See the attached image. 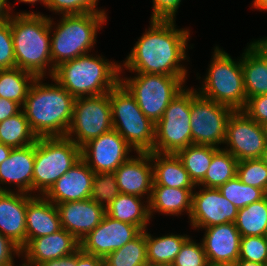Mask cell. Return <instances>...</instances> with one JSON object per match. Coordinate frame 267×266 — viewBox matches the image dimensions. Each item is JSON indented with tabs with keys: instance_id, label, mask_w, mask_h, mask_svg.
<instances>
[{
	"instance_id": "obj_1",
	"label": "cell",
	"mask_w": 267,
	"mask_h": 266,
	"mask_svg": "<svg viewBox=\"0 0 267 266\" xmlns=\"http://www.w3.org/2000/svg\"><path fill=\"white\" fill-rule=\"evenodd\" d=\"M175 20H151L150 27L139 37L131 52L121 64L129 72L187 76L186 60L189 29L176 28Z\"/></svg>"
},
{
	"instance_id": "obj_2",
	"label": "cell",
	"mask_w": 267,
	"mask_h": 266,
	"mask_svg": "<svg viewBox=\"0 0 267 266\" xmlns=\"http://www.w3.org/2000/svg\"><path fill=\"white\" fill-rule=\"evenodd\" d=\"M50 79L54 84L43 83V77H37L22 106L38 138L66 136L73 118L75 98L55 79Z\"/></svg>"
},
{
	"instance_id": "obj_3",
	"label": "cell",
	"mask_w": 267,
	"mask_h": 266,
	"mask_svg": "<svg viewBox=\"0 0 267 266\" xmlns=\"http://www.w3.org/2000/svg\"><path fill=\"white\" fill-rule=\"evenodd\" d=\"M10 26L16 67L36 77H52L55 68L51 58L50 16L33 11L17 12L10 17Z\"/></svg>"
},
{
	"instance_id": "obj_4",
	"label": "cell",
	"mask_w": 267,
	"mask_h": 266,
	"mask_svg": "<svg viewBox=\"0 0 267 266\" xmlns=\"http://www.w3.org/2000/svg\"><path fill=\"white\" fill-rule=\"evenodd\" d=\"M98 56V57H97ZM121 63L85 54L55 67V79L74 98L107 94L120 82Z\"/></svg>"
},
{
	"instance_id": "obj_5",
	"label": "cell",
	"mask_w": 267,
	"mask_h": 266,
	"mask_svg": "<svg viewBox=\"0 0 267 266\" xmlns=\"http://www.w3.org/2000/svg\"><path fill=\"white\" fill-rule=\"evenodd\" d=\"M56 24L50 18L53 67L91 52L98 30L107 21L106 13L62 15ZM56 25V26H53ZM53 28V29H52Z\"/></svg>"
},
{
	"instance_id": "obj_6",
	"label": "cell",
	"mask_w": 267,
	"mask_h": 266,
	"mask_svg": "<svg viewBox=\"0 0 267 266\" xmlns=\"http://www.w3.org/2000/svg\"><path fill=\"white\" fill-rule=\"evenodd\" d=\"M202 87L197 92L203 98L220 103L233 111H242L247 101L241 57L235 61L219 46L213 57ZM199 90V91H198Z\"/></svg>"
},
{
	"instance_id": "obj_7",
	"label": "cell",
	"mask_w": 267,
	"mask_h": 266,
	"mask_svg": "<svg viewBox=\"0 0 267 266\" xmlns=\"http://www.w3.org/2000/svg\"><path fill=\"white\" fill-rule=\"evenodd\" d=\"M109 98L113 129L134 152H153L155 124L145 116L130 92L119 82L109 91Z\"/></svg>"
},
{
	"instance_id": "obj_8",
	"label": "cell",
	"mask_w": 267,
	"mask_h": 266,
	"mask_svg": "<svg viewBox=\"0 0 267 266\" xmlns=\"http://www.w3.org/2000/svg\"><path fill=\"white\" fill-rule=\"evenodd\" d=\"M81 159V148L64 137H40L35 142L33 195L44 196ZM36 191V192H35Z\"/></svg>"
},
{
	"instance_id": "obj_9",
	"label": "cell",
	"mask_w": 267,
	"mask_h": 266,
	"mask_svg": "<svg viewBox=\"0 0 267 266\" xmlns=\"http://www.w3.org/2000/svg\"><path fill=\"white\" fill-rule=\"evenodd\" d=\"M187 76L136 73L120 75V83L130 92L138 106L154 124L163 116L169 103L184 89Z\"/></svg>"
},
{
	"instance_id": "obj_10",
	"label": "cell",
	"mask_w": 267,
	"mask_h": 266,
	"mask_svg": "<svg viewBox=\"0 0 267 266\" xmlns=\"http://www.w3.org/2000/svg\"><path fill=\"white\" fill-rule=\"evenodd\" d=\"M190 107L191 87H184L155 124L154 152L176 154L191 145Z\"/></svg>"
},
{
	"instance_id": "obj_11",
	"label": "cell",
	"mask_w": 267,
	"mask_h": 266,
	"mask_svg": "<svg viewBox=\"0 0 267 266\" xmlns=\"http://www.w3.org/2000/svg\"><path fill=\"white\" fill-rule=\"evenodd\" d=\"M112 129L109 92L98 96L75 98L73 118L66 134L67 138L81 148L90 140Z\"/></svg>"
},
{
	"instance_id": "obj_12",
	"label": "cell",
	"mask_w": 267,
	"mask_h": 266,
	"mask_svg": "<svg viewBox=\"0 0 267 266\" xmlns=\"http://www.w3.org/2000/svg\"><path fill=\"white\" fill-rule=\"evenodd\" d=\"M232 112L227 106L203 98L191 87V144L220 148L225 142L226 125Z\"/></svg>"
},
{
	"instance_id": "obj_13",
	"label": "cell",
	"mask_w": 267,
	"mask_h": 266,
	"mask_svg": "<svg viewBox=\"0 0 267 266\" xmlns=\"http://www.w3.org/2000/svg\"><path fill=\"white\" fill-rule=\"evenodd\" d=\"M267 142L264 125L258 124L243 111H233L226 125L224 144L238 161L260 159Z\"/></svg>"
},
{
	"instance_id": "obj_14",
	"label": "cell",
	"mask_w": 267,
	"mask_h": 266,
	"mask_svg": "<svg viewBox=\"0 0 267 266\" xmlns=\"http://www.w3.org/2000/svg\"><path fill=\"white\" fill-rule=\"evenodd\" d=\"M134 149L114 129L81 147V159L95 172H115Z\"/></svg>"
},
{
	"instance_id": "obj_15",
	"label": "cell",
	"mask_w": 267,
	"mask_h": 266,
	"mask_svg": "<svg viewBox=\"0 0 267 266\" xmlns=\"http://www.w3.org/2000/svg\"><path fill=\"white\" fill-rule=\"evenodd\" d=\"M198 187L199 191H193L189 216L190 224L195 230L235 222L238 209L218 188Z\"/></svg>"
},
{
	"instance_id": "obj_16",
	"label": "cell",
	"mask_w": 267,
	"mask_h": 266,
	"mask_svg": "<svg viewBox=\"0 0 267 266\" xmlns=\"http://www.w3.org/2000/svg\"><path fill=\"white\" fill-rule=\"evenodd\" d=\"M141 232L138 226L115 220L105 214L101 223L80 241V249L105 259Z\"/></svg>"
},
{
	"instance_id": "obj_17",
	"label": "cell",
	"mask_w": 267,
	"mask_h": 266,
	"mask_svg": "<svg viewBox=\"0 0 267 266\" xmlns=\"http://www.w3.org/2000/svg\"><path fill=\"white\" fill-rule=\"evenodd\" d=\"M202 244L209 266H232L239 259L241 235L234 222L203 228Z\"/></svg>"
},
{
	"instance_id": "obj_18",
	"label": "cell",
	"mask_w": 267,
	"mask_h": 266,
	"mask_svg": "<svg viewBox=\"0 0 267 266\" xmlns=\"http://www.w3.org/2000/svg\"><path fill=\"white\" fill-rule=\"evenodd\" d=\"M80 248V242L68 231L61 228L50 235L31 239L22 249L24 265L39 264L73 254Z\"/></svg>"
},
{
	"instance_id": "obj_19",
	"label": "cell",
	"mask_w": 267,
	"mask_h": 266,
	"mask_svg": "<svg viewBox=\"0 0 267 266\" xmlns=\"http://www.w3.org/2000/svg\"><path fill=\"white\" fill-rule=\"evenodd\" d=\"M61 228L79 242L102 221L106 209L91 198L56 204Z\"/></svg>"
},
{
	"instance_id": "obj_20",
	"label": "cell",
	"mask_w": 267,
	"mask_h": 266,
	"mask_svg": "<svg viewBox=\"0 0 267 266\" xmlns=\"http://www.w3.org/2000/svg\"><path fill=\"white\" fill-rule=\"evenodd\" d=\"M121 194L136 195L150 200L153 186L151 152H137L114 172Z\"/></svg>"
},
{
	"instance_id": "obj_21",
	"label": "cell",
	"mask_w": 267,
	"mask_h": 266,
	"mask_svg": "<svg viewBox=\"0 0 267 266\" xmlns=\"http://www.w3.org/2000/svg\"><path fill=\"white\" fill-rule=\"evenodd\" d=\"M95 172L80 159L44 195L56 204L90 198Z\"/></svg>"
},
{
	"instance_id": "obj_22",
	"label": "cell",
	"mask_w": 267,
	"mask_h": 266,
	"mask_svg": "<svg viewBox=\"0 0 267 266\" xmlns=\"http://www.w3.org/2000/svg\"><path fill=\"white\" fill-rule=\"evenodd\" d=\"M35 161V143L24 147L12 148L9 157L0 164V184H14L22 192L33 193V170ZM0 191H12L6 186Z\"/></svg>"
},
{
	"instance_id": "obj_23",
	"label": "cell",
	"mask_w": 267,
	"mask_h": 266,
	"mask_svg": "<svg viewBox=\"0 0 267 266\" xmlns=\"http://www.w3.org/2000/svg\"><path fill=\"white\" fill-rule=\"evenodd\" d=\"M26 210V193L0 191V233L21 249L26 245Z\"/></svg>"
},
{
	"instance_id": "obj_24",
	"label": "cell",
	"mask_w": 267,
	"mask_h": 266,
	"mask_svg": "<svg viewBox=\"0 0 267 266\" xmlns=\"http://www.w3.org/2000/svg\"><path fill=\"white\" fill-rule=\"evenodd\" d=\"M60 229L56 205L45 196L27 194L26 244L33 238L50 235Z\"/></svg>"
},
{
	"instance_id": "obj_25",
	"label": "cell",
	"mask_w": 267,
	"mask_h": 266,
	"mask_svg": "<svg viewBox=\"0 0 267 266\" xmlns=\"http://www.w3.org/2000/svg\"><path fill=\"white\" fill-rule=\"evenodd\" d=\"M153 186L195 189L181 159L173 153L151 152Z\"/></svg>"
},
{
	"instance_id": "obj_26",
	"label": "cell",
	"mask_w": 267,
	"mask_h": 266,
	"mask_svg": "<svg viewBox=\"0 0 267 266\" xmlns=\"http://www.w3.org/2000/svg\"><path fill=\"white\" fill-rule=\"evenodd\" d=\"M247 98L267 94V57L250 42L241 55Z\"/></svg>"
},
{
	"instance_id": "obj_27",
	"label": "cell",
	"mask_w": 267,
	"mask_h": 266,
	"mask_svg": "<svg viewBox=\"0 0 267 266\" xmlns=\"http://www.w3.org/2000/svg\"><path fill=\"white\" fill-rule=\"evenodd\" d=\"M193 189L170 188L166 186H152L149 200L150 217L154 212L164 215H182L185 211L190 216L192 208Z\"/></svg>"
},
{
	"instance_id": "obj_28",
	"label": "cell",
	"mask_w": 267,
	"mask_h": 266,
	"mask_svg": "<svg viewBox=\"0 0 267 266\" xmlns=\"http://www.w3.org/2000/svg\"><path fill=\"white\" fill-rule=\"evenodd\" d=\"M142 200V197L136 195L120 193L107 207L106 214L115 220L138 226L143 231L148 229L151 217L149 201Z\"/></svg>"
},
{
	"instance_id": "obj_29",
	"label": "cell",
	"mask_w": 267,
	"mask_h": 266,
	"mask_svg": "<svg viewBox=\"0 0 267 266\" xmlns=\"http://www.w3.org/2000/svg\"><path fill=\"white\" fill-rule=\"evenodd\" d=\"M189 235L166 234L154 237L146 229V248L149 266L173 263Z\"/></svg>"
},
{
	"instance_id": "obj_30",
	"label": "cell",
	"mask_w": 267,
	"mask_h": 266,
	"mask_svg": "<svg viewBox=\"0 0 267 266\" xmlns=\"http://www.w3.org/2000/svg\"><path fill=\"white\" fill-rule=\"evenodd\" d=\"M36 78L34 74L18 67L0 69V97L13 100L23 106Z\"/></svg>"
},
{
	"instance_id": "obj_31",
	"label": "cell",
	"mask_w": 267,
	"mask_h": 266,
	"mask_svg": "<svg viewBox=\"0 0 267 266\" xmlns=\"http://www.w3.org/2000/svg\"><path fill=\"white\" fill-rule=\"evenodd\" d=\"M234 223L241 237L264 236L267 229V195L260 201L238 209Z\"/></svg>"
},
{
	"instance_id": "obj_32",
	"label": "cell",
	"mask_w": 267,
	"mask_h": 266,
	"mask_svg": "<svg viewBox=\"0 0 267 266\" xmlns=\"http://www.w3.org/2000/svg\"><path fill=\"white\" fill-rule=\"evenodd\" d=\"M218 149L209 145L191 144L176 153L195 185L204 178L211 164L213 154Z\"/></svg>"
},
{
	"instance_id": "obj_33",
	"label": "cell",
	"mask_w": 267,
	"mask_h": 266,
	"mask_svg": "<svg viewBox=\"0 0 267 266\" xmlns=\"http://www.w3.org/2000/svg\"><path fill=\"white\" fill-rule=\"evenodd\" d=\"M238 160L227 150L219 148L212 157L211 164L204 178L196 185L208 188H219L228 180L236 177Z\"/></svg>"
},
{
	"instance_id": "obj_34",
	"label": "cell",
	"mask_w": 267,
	"mask_h": 266,
	"mask_svg": "<svg viewBox=\"0 0 267 266\" xmlns=\"http://www.w3.org/2000/svg\"><path fill=\"white\" fill-rule=\"evenodd\" d=\"M37 139L23 110L0 122V143L2 144L19 148L34 144Z\"/></svg>"
},
{
	"instance_id": "obj_35",
	"label": "cell",
	"mask_w": 267,
	"mask_h": 266,
	"mask_svg": "<svg viewBox=\"0 0 267 266\" xmlns=\"http://www.w3.org/2000/svg\"><path fill=\"white\" fill-rule=\"evenodd\" d=\"M104 261L109 266H149L146 248V229L123 247L111 252Z\"/></svg>"
},
{
	"instance_id": "obj_36",
	"label": "cell",
	"mask_w": 267,
	"mask_h": 266,
	"mask_svg": "<svg viewBox=\"0 0 267 266\" xmlns=\"http://www.w3.org/2000/svg\"><path fill=\"white\" fill-rule=\"evenodd\" d=\"M221 194L237 209L244 208L253 202L260 201L267 194L260 188H255L241 182L237 176L228 180L219 188Z\"/></svg>"
},
{
	"instance_id": "obj_37",
	"label": "cell",
	"mask_w": 267,
	"mask_h": 266,
	"mask_svg": "<svg viewBox=\"0 0 267 266\" xmlns=\"http://www.w3.org/2000/svg\"><path fill=\"white\" fill-rule=\"evenodd\" d=\"M120 194L114 172L95 173L90 198L107 209Z\"/></svg>"
},
{
	"instance_id": "obj_38",
	"label": "cell",
	"mask_w": 267,
	"mask_h": 266,
	"mask_svg": "<svg viewBox=\"0 0 267 266\" xmlns=\"http://www.w3.org/2000/svg\"><path fill=\"white\" fill-rule=\"evenodd\" d=\"M236 176L244 184L260 188L267 194V166L261 159L238 161Z\"/></svg>"
},
{
	"instance_id": "obj_39",
	"label": "cell",
	"mask_w": 267,
	"mask_h": 266,
	"mask_svg": "<svg viewBox=\"0 0 267 266\" xmlns=\"http://www.w3.org/2000/svg\"><path fill=\"white\" fill-rule=\"evenodd\" d=\"M97 4L98 0H47L46 8L61 15L106 13Z\"/></svg>"
},
{
	"instance_id": "obj_40",
	"label": "cell",
	"mask_w": 267,
	"mask_h": 266,
	"mask_svg": "<svg viewBox=\"0 0 267 266\" xmlns=\"http://www.w3.org/2000/svg\"><path fill=\"white\" fill-rule=\"evenodd\" d=\"M239 259L267 264V241L265 237H241Z\"/></svg>"
},
{
	"instance_id": "obj_41",
	"label": "cell",
	"mask_w": 267,
	"mask_h": 266,
	"mask_svg": "<svg viewBox=\"0 0 267 266\" xmlns=\"http://www.w3.org/2000/svg\"><path fill=\"white\" fill-rule=\"evenodd\" d=\"M173 264L175 266H209L202 242L189 237L181 247Z\"/></svg>"
},
{
	"instance_id": "obj_42",
	"label": "cell",
	"mask_w": 267,
	"mask_h": 266,
	"mask_svg": "<svg viewBox=\"0 0 267 266\" xmlns=\"http://www.w3.org/2000/svg\"><path fill=\"white\" fill-rule=\"evenodd\" d=\"M16 67L10 19L0 22V69Z\"/></svg>"
},
{
	"instance_id": "obj_43",
	"label": "cell",
	"mask_w": 267,
	"mask_h": 266,
	"mask_svg": "<svg viewBox=\"0 0 267 266\" xmlns=\"http://www.w3.org/2000/svg\"><path fill=\"white\" fill-rule=\"evenodd\" d=\"M258 124L267 125V94L247 98L242 110Z\"/></svg>"
},
{
	"instance_id": "obj_44",
	"label": "cell",
	"mask_w": 267,
	"mask_h": 266,
	"mask_svg": "<svg viewBox=\"0 0 267 266\" xmlns=\"http://www.w3.org/2000/svg\"><path fill=\"white\" fill-rule=\"evenodd\" d=\"M182 0H152L151 20H175Z\"/></svg>"
},
{
	"instance_id": "obj_45",
	"label": "cell",
	"mask_w": 267,
	"mask_h": 266,
	"mask_svg": "<svg viewBox=\"0 0 267 266\" xmlns=\"http://www.w3.org/2000/svg\"><path fill=\"white\" fill-rule=\"evenodd\" d=\"M21 256V248L0 233V266H15L14 257Z\"/></svg>"
},
{
	"instance_id": "obj_46",
	"label": "cell",
	"mask_w": 267,
	"mask_h": 266,
	"mask_svg": "<svg viewBox=\"0 0 267 266\" xmlns=\"http://www.w3.org/2000/svg\"><path fill=\"white\" fill-rule=\"evenodd\" d=\"M22 106L10 99H4L0 97V122L7 118L19 113Z\"/></svg>"
},
{
	"instance_id": "obj_47",
	"label": "cell",
	"mask_w": 267,
	"mask_h": 266,
	"mask_svg": "<svg viewBox=\"0 0 267 266\" xmlns=\"http://www.w3.org/2000/svg\"><path fill=\"white\" fill-rule=\"evenodd\" d=\"M104 259L85 253L80 248L76 251V266H101Z\"/></svg>"
},
{
	"instance_id": "obj_48",
	"label": "cell",
	"mask_w": 267,
	"mask_h": 266,
	"mask_svg": "<svg viewBox=\"0 0 267 266\" xmlns=\"http://www.w3.org/2000/svg\"><path fill=\"white\" fill-rule=\"evenodd\" d=\"M38 266H76V252L65 257L45 261Z\"/></svg>"
},
{
	"instance_id": "obj_49",
	"label": "cell",
	"mask_w": 267,
	"mask_h": 266,
	"mask_svg": "<svg viewBox=\"0 0 267 266\" xmlns=\"http://www.w3.org/2000/svg\"><path fill=\"white\" fill-rule=\"evenodd\" d=\"M7 2L8 0H0V22L7 21L12 16L11 8L13 7H10V4Z\"/></svg>"
},
{
	"instance_id": "obj_50",
	"label": "cell",
	"mask_w": 267,
	"mask_h": 266,
	"mask_svg": "<svg viewBox=\"0 0 267 266\" xmlns=\"http://www.w3.org/2000/svg\"><path fill=\"white\" fill-rule=\"evenodd\" d=\"M11 151L12 147L0 143V164L9 157Z\"/></svg>"
},
{
	"instance_id": "obj_51",
	"label": "cell",
	"mask_w": 267,
	"mask_h": 266,
	"mask_svg": "<svg viewBox=\"0 0 267 266\" xmlns=\"http://www.w3.org/2000/svg\"><path fill=\"white\" fill-rule=\"evenodd\" d=\"M253 43L261 50V52L267 57V37L253 40Z\"/></svg>"
},
{
	"instance_id": "obj_52",
	"label": "cell",
	"mask_w": 267,
	"mask_h": 266,
	"mask_svg": "<svg viewBox=\"0 0 267 266\" xmlns=\"http://www.w3.org/2000/svg\"><path fill=\"white\" fill-rule=\"evenodd\" d=\"M251 6L259 11H267V0H254Z\"/></svg>"
},
{
	"instance_id": "obj_53",
	"label": "cell",
	"mask_w": 267,
	"mask_h": 266,
	"mask_svg": "<svg viewBox=\"0 0 267 266\" xmlns=\"http://www.w3.org/2000/svg\"><path fill=\"white\" fill-rule=\"evenodd\" d=\"M232 266H267V265L238 259Z\"/></svg>"
},
{
	"instance_id": "obj_54",
	"label": "cell",
	"mask_w": 267,
	"mask_h": 266,
	"mask_svg": "<svg viewBox=\"0 0 267 266\" xmlns=\"http://www.w3.org/2000/svg\"><path fill=\"white\" fill-rule=\"evenodd\" d=\"M19 2H24L29 4H35L36 2H41L46 7L47 0H19Z\"/></svg>"
},
{
	"instance_id": "obj_55",
	"label": "cell",
	"mask_w": 267,
	"mask_h": 266,
	"mask_svg": "<svg viewBox=\"0 0 267 266\" xmlns=\"http://www.w3.org/2000/svg\"><path fill=\"white\" fill-rule=\"evenodd\" d=\"M264 163L265 165L267 166V142H266V145H265V149L263 150V153H262V156L260 158Z\"/></svg>"
},
{
	"instance_id": "obj_56",
	"label": "cell",
	"mask_w": 267,
	"mask_h": 266,
	"mask_svg": "<svg viewBox=\"0 0 267 266\" xmlns=\"http://www.w3.org/2000/svg\"><path fill=\"white\" fill-rule=\"evenodd\" d=\"M155 266H175L173 263H167V264H158Z\"/></svg>"
},
{
	"instance_id": "obj_57",
	"label": "cell",
	"mask_w": 267,
	"mask_h": 266,
	"mask_svg": "<svg viewBox=\"0 0 267 266\" xmlns=\"http://www.w3.org/2000/svg\"><path fill=\"white\" fill-rule=\"evenodd\" d=\"M101 266H109L105 261L101 264Z\"/></svg>"
},
{
	"instance_id": "obj_58",
	"label": "cell",
	"mask_w": 267,
	"mask_h": 266,
	"mask_svg": "<svg viewBox=\"0 0 267 266\" xmlns=\"http://www.w3.org/2000/svg\"><path fill=\"white\" fill-rule=\"evenodd\" d=\"M264 237H265V239L267 241V229H266V233H265Z\"/></svg>"
}]
</instances>
